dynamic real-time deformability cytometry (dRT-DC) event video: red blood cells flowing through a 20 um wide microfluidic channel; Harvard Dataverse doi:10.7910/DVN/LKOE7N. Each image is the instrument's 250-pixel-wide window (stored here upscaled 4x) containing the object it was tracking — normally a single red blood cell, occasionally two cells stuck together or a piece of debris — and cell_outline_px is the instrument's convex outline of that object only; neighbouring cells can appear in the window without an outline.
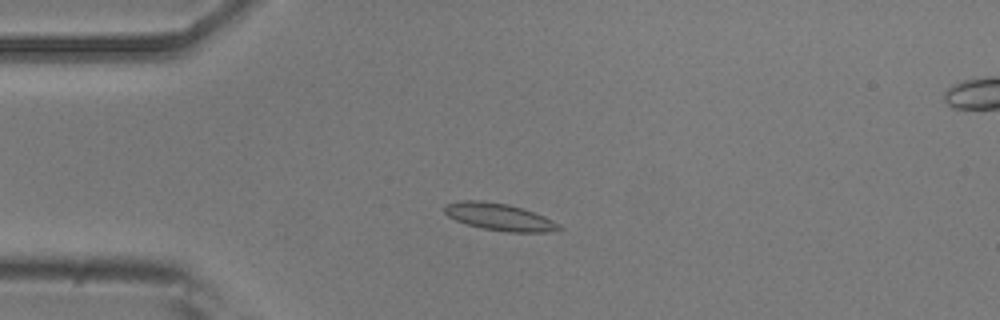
{"species": "common noctule bat (a hibernating species)", "species_latin": "Nyctalus noctula", "temperature_condition": "room temperature", "stored_images_in_passage": 4, "camera_frame_rate_fps": 3000, "um_per_image_px": 0.085, "animal": {"sex": "male", "body_mass_g": 20.5, "forearm_length_mm": 52.5}, "frame": {"image": 1, "passage_image": 3, "time_ms": 0.667, "image_size_px": [1000, 320], "cell_outline_px": [[564, 228], [548, 232], [508, 232], [484, 228], [468, 224], [456, 220], [448, 216], [444, 212], [444, 204], [460, 200], [480, 200], [508, 204], [544, 216], [552, 220]], "centroid_in_image_um": [42.41, 18.43], "position_along_channel_um": 42.6, "area_um2": 17.92}}